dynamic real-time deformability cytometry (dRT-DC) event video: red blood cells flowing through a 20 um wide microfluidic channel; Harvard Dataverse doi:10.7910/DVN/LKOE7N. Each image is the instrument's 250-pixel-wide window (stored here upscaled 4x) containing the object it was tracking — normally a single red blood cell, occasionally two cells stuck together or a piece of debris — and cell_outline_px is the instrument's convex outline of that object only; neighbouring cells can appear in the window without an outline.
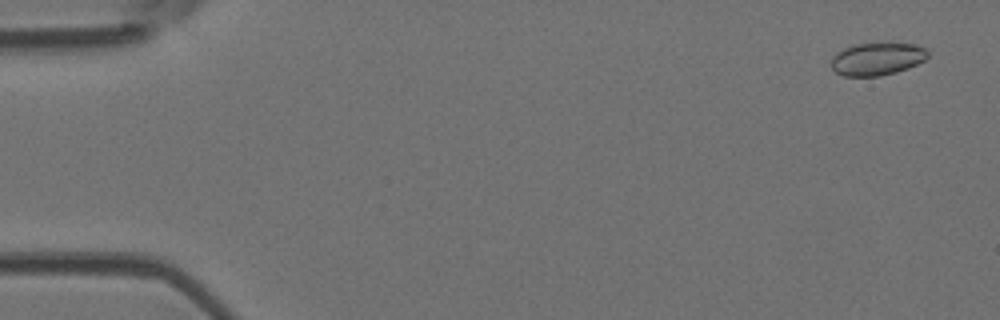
{"species": "Egyptian fruit bat (a non-hibernating species)", "species_latin": "Rousettus aegyptiacus", "temperature_condition": "room temperature", "stored_images_in_passage": 6, "camera_frame_rate_fps": 3000, "um_per_image_px": 0.085, "animal": {"sex": "female"}, "frame": {"image": 1, "passage_image": 1, "time_ms": 0.0, "image_size_px": [1000, 320], "cell_outline_px": [[928, 56], [924, 60], [908, 68], [896, 72], [880, 76], [844, 76], [836, 72], [832, 68], [832, 56], [836, 52], [852, 44], [888, 40], [892, 40], [912, 44], [928, 48]], "centroid_in_image_um": [74.58, 4.95], "position_along_channel_um": 10.4, "area_um2": 19.19}}
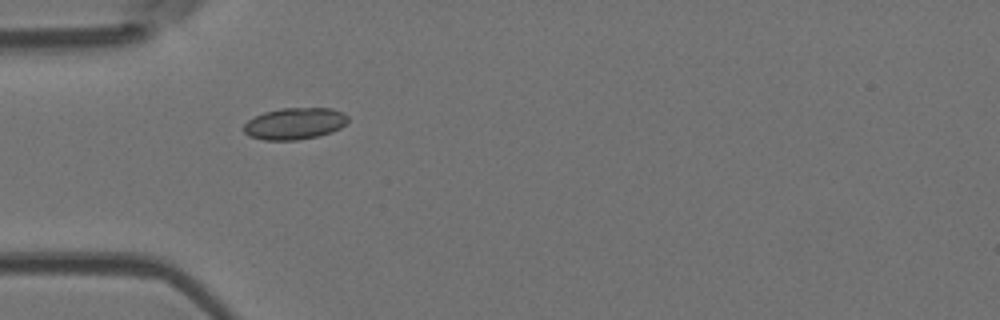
{"frame": {"image": 2, "passage_image": 5, "time_ms": 4.667, "image_size_px": [1000, 320], "cell_outline_px": [[348, 120], [340, 128], [332, 132], [320, 136], [296, 140], [264, 140], [248, 136], [244, 132], [244, 124], [248, 120], [264, 112], [280, 108], [332, 108], [344, 112], [348, 116]], "centroid_in_image_um": [25.06, 10.5], "position_along_channel_um": 59.9, "area_um2": 19.36}}
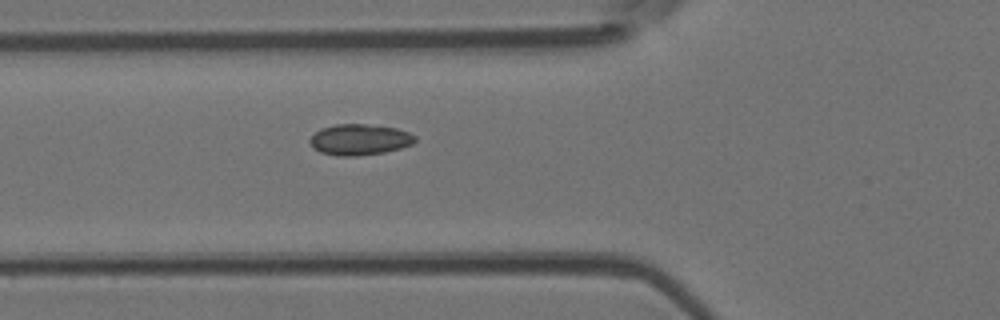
{"frame": {"image": 3, "passage_image": 6, "time_ms": 5.667, "image_size_px": [1000, 320], "cell_outline_px": [[416, 140], [412, 144], [400, 148], [384, 152], [360, 156], [336, 156], [320, 152], [312, 148], [308, 140], [320, 128], [336, 124], [364, 124], [396, 128], [408, 132], [416, 136]], "centroid_in_image_um": [30.53, 11.87], "position_along_channel_um": 95.3, "area_um2": 19.07}}